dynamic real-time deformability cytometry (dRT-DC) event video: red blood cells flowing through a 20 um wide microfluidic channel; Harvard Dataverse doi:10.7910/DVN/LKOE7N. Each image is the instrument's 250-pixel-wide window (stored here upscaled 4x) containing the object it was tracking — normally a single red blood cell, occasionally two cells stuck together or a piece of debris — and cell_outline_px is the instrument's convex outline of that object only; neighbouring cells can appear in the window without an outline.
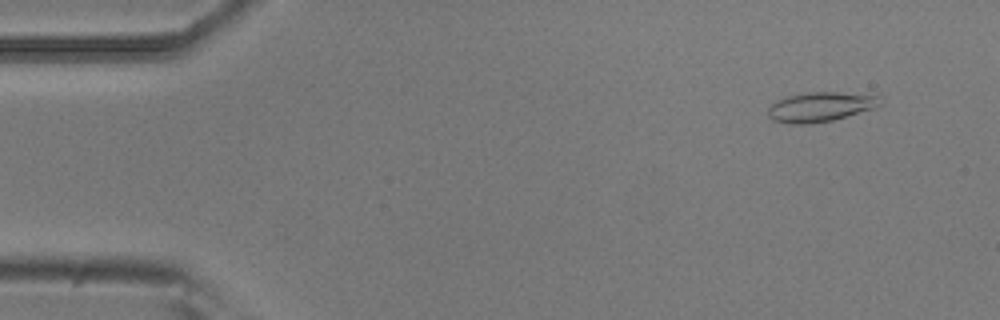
{"species": "common noctule bat (a hibernating species)", "species_latin": "Nyctalus noctula", "temperature_condition": "room temperature", "stored_images_in_passage": 53, "camera_frame_rate_fps": 3000, "um_per_image_px": 0.085, "animal": {"sex": "male", "body_mass_g": 20.5, "forearm_length_mm": 52.5}, "frame": {"image": 1, "passage_image": 4, "time_ms": 1.0, "image_size_px": [1000, 320], "cell_outline_px": [[884, 104], [872, 108], [832, 120], [808, 124], [788, 124], [772, 120], [768, 116], [768, 108], [776, 100], [788, 96], [808, 92], [836, 92], [884, 96]], "centroid_in_image_um": [69.75, 9.08], "position_along_channel_um": 15.3, "area_um2": 19.42}}
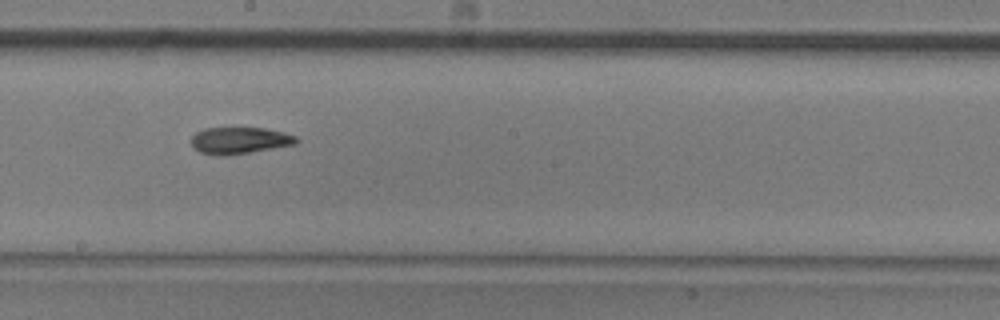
{"frame": {"image": 2, "passage_image": 29, "time_ms": 9.333, "image_size_px": [1000, 320], "cell_outline_px": [[300, 140], [296, 144], [224, 156], [220, 156], [200, 152], [192, 148], [192, 136], [196, 132], [204, 128], [264, 128], [284, 132], [296, 136]], "centroid_in_image_um": [20.36, 11.93], "position_along_channel_um": 227.8, "area_um2": 16.3}}
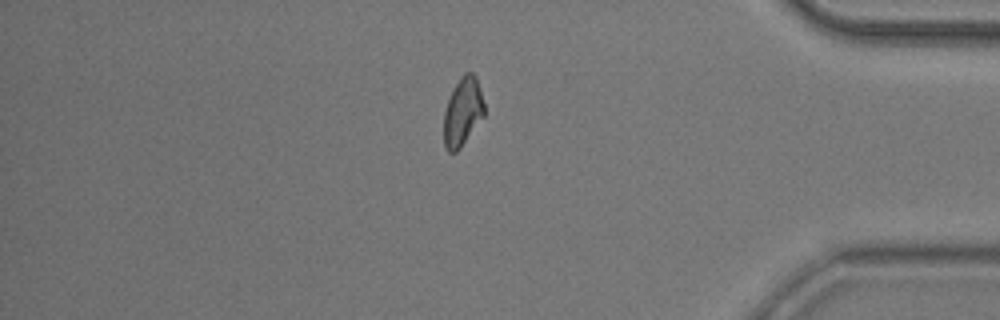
{"frame": {"image": 3, "passage_image": 45, "time_ms": 14.667, "image_size_px": [1000, 320], "cell_outline_px": [[484, 116], [460, 148], [456, 152], [448, 152], [444, 148], [444, 112], [448, 100], [460, 76], [464, 72], [472, 72], [476, 76], [480, 88], [484, 104]], "centroid_in_image_um": [39.33, 9.5], "position_along_channel_um": 395.9, "area_um2": 16.07}, "authors_computed_cell_mechanics": {"area_um2": 16.5886, "velocity_mm_per_s": 3.7289, "shape_relaxation_time_tau1_ms": 7.4118, "shape_relaxation_time_tau2_ms": 4.2703, "deformation_change_tau1": 0.1739, "deformation_change_tau2": 0.106}}